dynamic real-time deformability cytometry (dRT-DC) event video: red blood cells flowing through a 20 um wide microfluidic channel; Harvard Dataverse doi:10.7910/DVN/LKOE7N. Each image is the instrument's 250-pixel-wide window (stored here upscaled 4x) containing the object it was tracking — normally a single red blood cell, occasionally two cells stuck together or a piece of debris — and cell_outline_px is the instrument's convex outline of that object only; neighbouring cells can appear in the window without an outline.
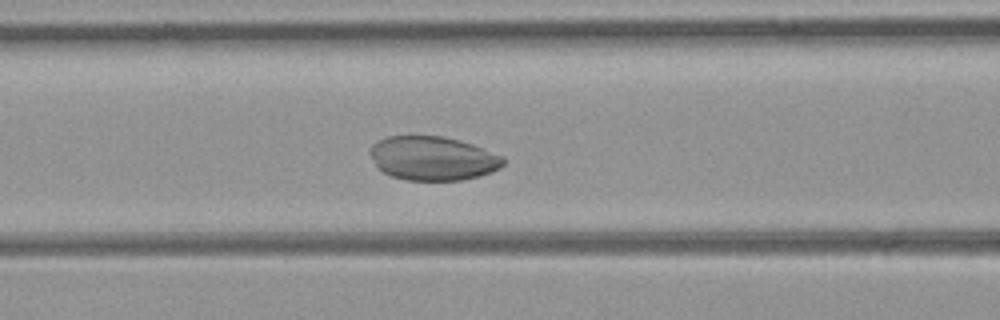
{"species": "common noctule bat (a hibernating species)", "species_latin": "Nyctalus noctula", "temperature_condition": "room temperature", "stored_images_in_passage": 26, "camera_frame_rate_fps": 3000, "um_per_image_px": 0.085, "animal": {"sex": "female", "body_mass_g": 21.9}, "frame": {"image": 1, "passage_image": 7, "time_ms": 2.0, "image_size_px": [1000, 320], "cell_outline_px": [[508, 160], [500, 168], [492, 172], [480, 176], [460, 180], [408, 180], [392, 176], [376, 168], [368, 152], [372, 144], [376, 140], [388, 136], [444, 136], [460, 140], [472, 144], [504, 156]], "centroid_in_image_um": [36.79, 13.45], "position_along_channel_um": 129.8, "area_um2": 34.56}}
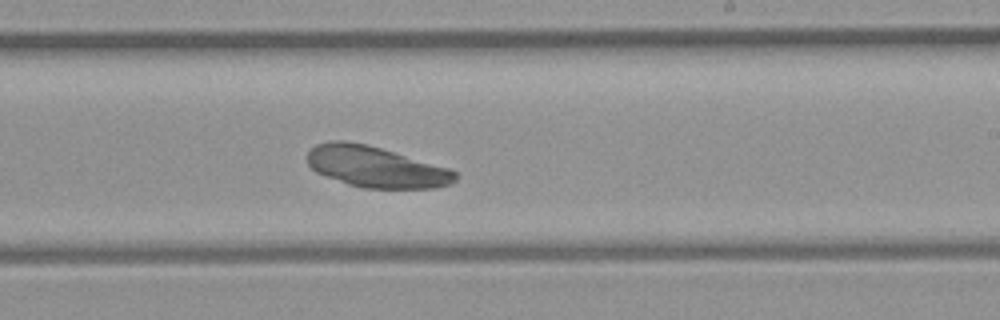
{"frame": {"image": 2, "passage_image": 16, "time_ms": 5.0, "image_size_px": [1000, 320], "cell_outline_px": [[456, 180], [452, 184], [432, 188], [360, 188], [348, 184], [316, 172], [308, 164], [308, 152], [316, 144], [332, 140], [344, 140], [368, 144], [448, 168], [456, 172]], "centroid_in_image_um": [31.94, 14.18], "position_along_channel_um": 257.1, "area_um2": 35.2}}
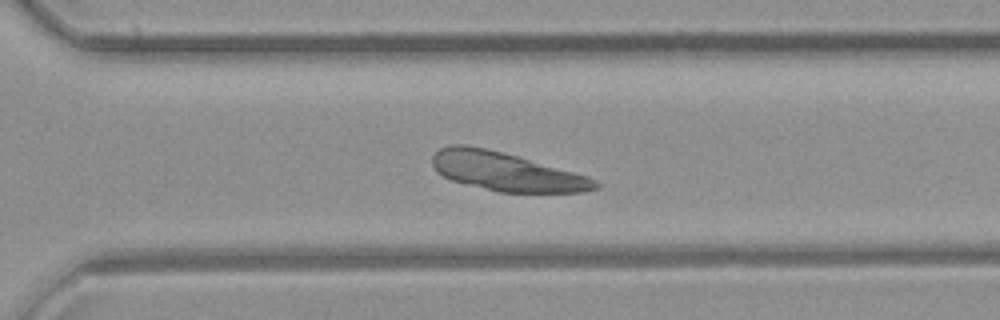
{"frame": {"image": 3, "passage_image": 21, "time_ms": 6.667, "image_size_px": [1000, 320], "cell_outline_px": [[600, 188], [584, 192], [496, 192], [452, 180], [436, 172], [432, 164], [432, 156], [440, 148], [452, 144], [464, 144], [484, 148], [516, 156], [588, 176], [600, 184]], "centroid_in_image_um": [43.0, 14.59], "position_along_channel_um": 327.6, "area_um2": 36.24}}